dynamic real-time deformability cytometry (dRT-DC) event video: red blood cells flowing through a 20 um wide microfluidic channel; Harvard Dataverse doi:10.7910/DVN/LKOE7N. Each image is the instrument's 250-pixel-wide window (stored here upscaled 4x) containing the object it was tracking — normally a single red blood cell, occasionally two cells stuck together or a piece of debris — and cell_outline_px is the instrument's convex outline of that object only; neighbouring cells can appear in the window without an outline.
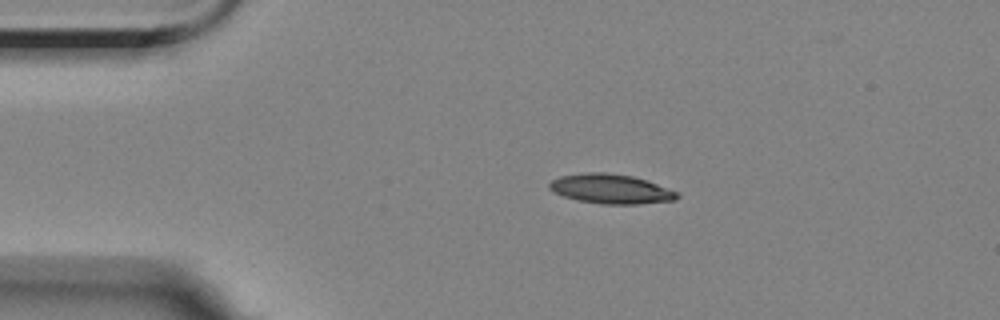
{"species": "Egyptian fruit bat (a non-hibernating species)", "species_latin": "Rousettus aegyptiacus", "temperature_condition": "room temperature", "stored_images_in_passage": 46, "camera_frame_rate_fps": 3000, "um_per_image_px": 0.085, "animal": {"sex": "female"}, "frame": {"image": 1, "passage_image": 1, "time_ms": 0.0, "image_size_px": [1000, 320], "cell_outline_px": [[680, 196], [676, 200], [640, 204], [604, 204], [576, 200], [552, 192], [548, 188], [548, 184], [552, 180], [560, 176], [584, 172], [604, 172], [632, 176], [648, 180], [680, 192]], "centroid_in_image_um": [51.95, 16.06], "position_along_channel_um": 33.1, "area_um2": 22.31}}
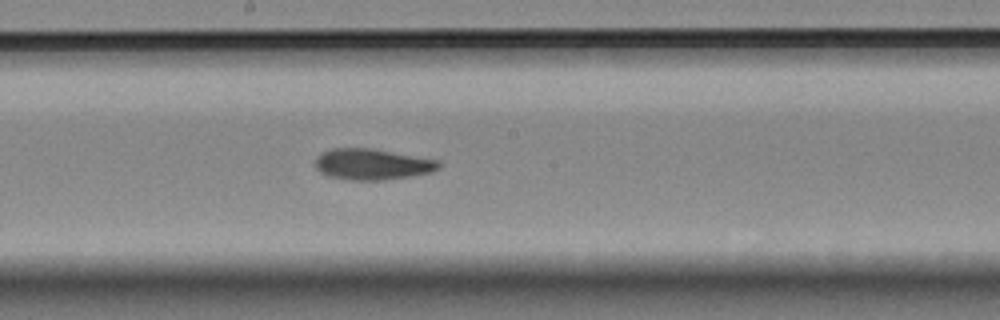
{"frame": {"image": 2, "passage_image": 20, "time_ms": 6.333, "image_size_px": [1000, 320], "cell_outline_px": [[440, 168], [432, 172], [384, 180], [348, 180], [328, 176], [320, 172], [316, 168], [316, 156], [320, 152], [332, 148], [368, 148], [440, 160]], "centroid_in_image_um": [31.61, 13.96], "position_along_channel_um": 216.6, "area_um2": 22.31}}
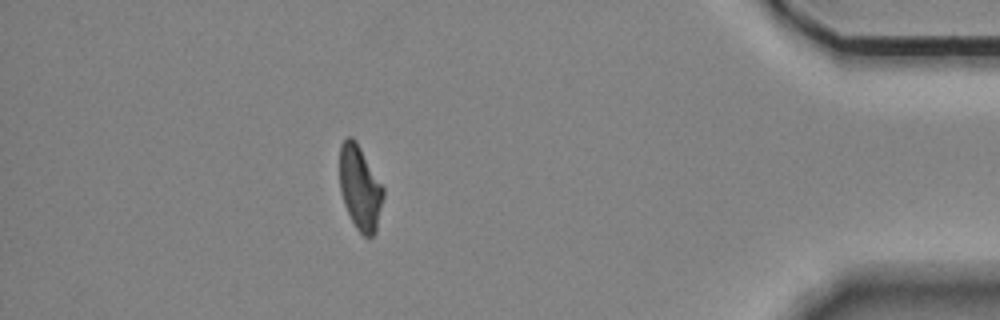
{"frame": {"image": 3, "passage_image": 40, "time_ms": 13.0, "image_size_px": [1000, 320], "cell_outline_px": [[384, 196], [376, 232], [372, 236], [364, 236], [356, 228], [344, 204], [340, 192], [340, 144], [348, 136], [352, 136], [356, 140], [384, 188]], "centroid_in_image_um": [30.6, 15.96], "position_along_channel_um": 404.6, "area_um2": 21.44}, "authors_computed_cell_mechanics": {"area_um2": 22.3108, "velocity_mm_per_s": 3.5137, "shape_relaxation_time_tau1_ms": 7.315, "shape_relaxation_time_tau2_ms": 3.5584, "deformation_change_tau1": 0.2177, "deformation_change_tau2": 0.1141}}